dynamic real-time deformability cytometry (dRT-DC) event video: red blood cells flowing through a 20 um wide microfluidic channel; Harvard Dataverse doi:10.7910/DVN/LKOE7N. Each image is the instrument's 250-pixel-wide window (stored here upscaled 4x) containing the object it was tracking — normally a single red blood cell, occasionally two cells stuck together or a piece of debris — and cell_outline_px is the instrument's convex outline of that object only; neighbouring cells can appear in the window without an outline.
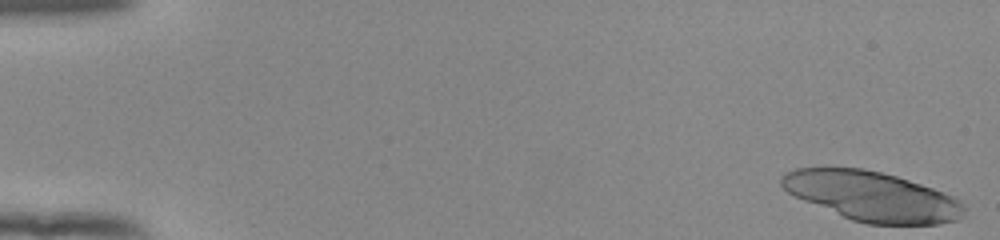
{"species": "human", "species_latin": "Homo sapiens", "temperature_condition": "room temperature", "stored_images_in_passage": 24, "camera_frame_rate_fps": 3000, "um_per_image_px": 0.085, "donor": {"sex": "female"}, "frame": {"image": 1, "passage_image": 1, "time_ms": 0.0, "image_size_px": [1000, 240], "cell_outline_px": [[968, 208], [960, 220], [940, 224], [868, 224], [852, 220], [804, 200], [788, 192], [780, 184], [780, 176], [784, 172], [796, 168], [864, 168], [896, 176], [932, 188], [952, 196], [960, 200]], "centroid_in_image_um": [74.16, 16.69], "position_along_channel_um": 10.8, "area_um2": 52.6}}